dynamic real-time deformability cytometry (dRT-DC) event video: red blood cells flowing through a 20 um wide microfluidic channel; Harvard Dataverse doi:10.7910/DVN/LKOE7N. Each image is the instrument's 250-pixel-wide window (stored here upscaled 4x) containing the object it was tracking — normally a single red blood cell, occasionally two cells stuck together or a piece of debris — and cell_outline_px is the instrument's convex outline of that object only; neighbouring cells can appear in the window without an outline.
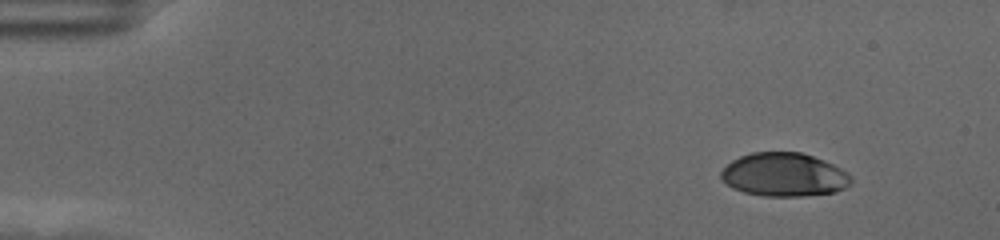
{"species": "human", "species_latin": "Homo sapiens", "temperature_condition": "cold", "stored_images_in_passage": 53, "camera_frame_rate_fps": 3000, "um_per_image_px": 0.085, "donor": {"sex": "female"}, "frame": {"image": 1, "passage_image": 1, "time_ms": 0.0, "image_size_px": [1000, 240], "cell_outline_px": [[852, 184], [836, 192], [804, 196], [764, 196], [744, 192], [732, 188], [720, 180], [720, 172], [732, 160], [740, 156], [752, 152], [800, 152], [824, 160], [848, 172], [852, 176]], "centroid_in_image_um": [66.65, 14.86], "position_along_channel_um": 18.4, "area_um2": 33.23}}
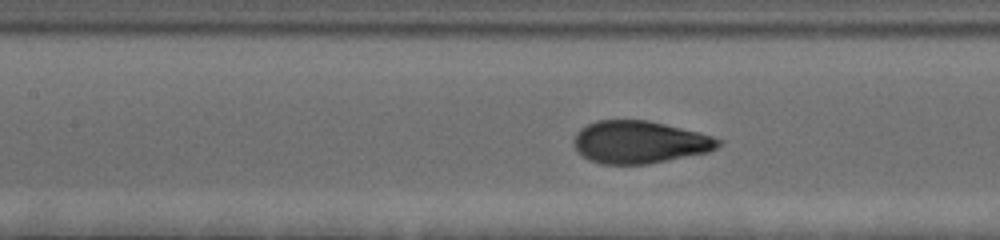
{"frame": {"image": 2, "passage_image": 22, "time_ms": 7.0, "image_size_px": [1000, 240], "cell_outline_px": [[724, 140], [716, 148], [708, 152], [648, 164], [600, 164], [588, 160], [576, 148], [576, 132], [580, 128], [596, 120], [648, 120], [700, 132]], "centroid_in_image_um": [54.4, 12.08], "position_along_channel_um": 153.0, "area_um2": 35.66}}
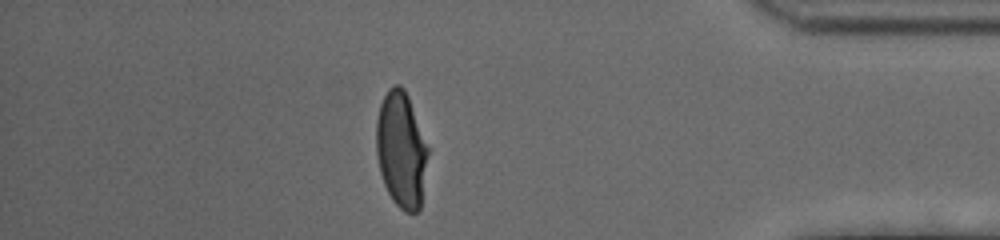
{"frame": {"image": 3, "passage_image": 46, "time_ms": 15.0, "image_size_px": [1000, 240], "cell_outline_px": [[428, 152], [420, 208], [416, 212], [404, 212], [392, 200], [384, 184], [380, 172], [376, 152], [376, 120], [380, 104], [388, 88], [392, 84], [400, 84], [404, 88], [408, 96], [428, 148]], "centroid_in_image_um": [34.08, 12.71], "position_along_channel_um": 401.1, "area_um2": 34.74}, "authors_computed_cell_mechanics": {"area_um2": 35.8938, "velocity_mm_per_s": 3.5016, "shape_relaxation_time_tau1_ms": 3.3588, "shape_relaxation_time_tau2_ms": null, "deformation_change_tau1": 0.1762, "deformation_change_tau2": null}}